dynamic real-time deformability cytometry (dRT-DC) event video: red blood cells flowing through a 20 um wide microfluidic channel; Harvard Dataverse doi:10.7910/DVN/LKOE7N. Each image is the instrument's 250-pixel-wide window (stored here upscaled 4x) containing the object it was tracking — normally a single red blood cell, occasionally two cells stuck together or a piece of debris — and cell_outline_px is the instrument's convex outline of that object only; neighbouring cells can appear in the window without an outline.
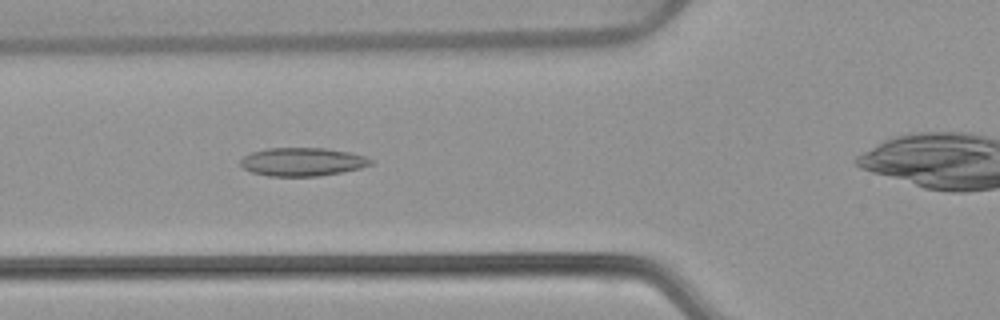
{"species": "common noctule bat (a hibernating species)", "species_latin": "Nyctalus noctula", "temperature_condition": "warm", "stored_images_in_passage": 41, "camera_frame_rate_fps": 3000, "um_per_image_px": 0.085, "animal": {"sex": "female", "body_mass_g": 22.7, "forearm_length_mm": 54.2}, "frame": {"image": 1, "passage_image": 11, "time_ms": 3.333, "image_size_px": [1000, 320], "cell_outline_px": [[372, 164], [360, 168], [320, 176], [268, 176], [252, 172], [244, 168], [240, 164], [240, 160], [244, 156], [252, 152], [268, 148], [324, 148], [348, 152], [364, 156], [372, 160]], "centroid_in_image_um": [25.68, 13.76], "position_along_channel_um": 100.1, "area_um2": 21.33}}
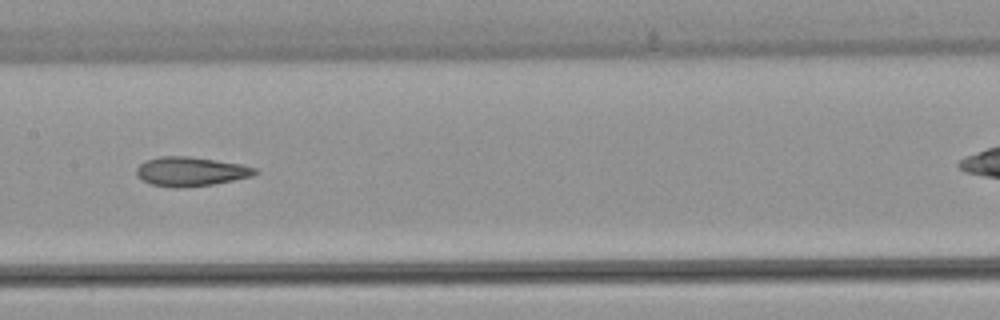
{"frame": {"image": 2, "passage_image": 18, "time_ms": 5.667, "image_size_px": [1000, 320], "cell_outline_px": [[260, 172], [252, 176], [212, 184], [180, 188], [176, 188], [152, 184], [136, 176], [136, 168], [140, 164], [148, 160], [160, 156], [188, 156], [240, 164], [256, 168]], "centroid_in_image_um": [16.21, 14.58], "position_along_channel_um": 191.2, "area_um2": 19.94}}
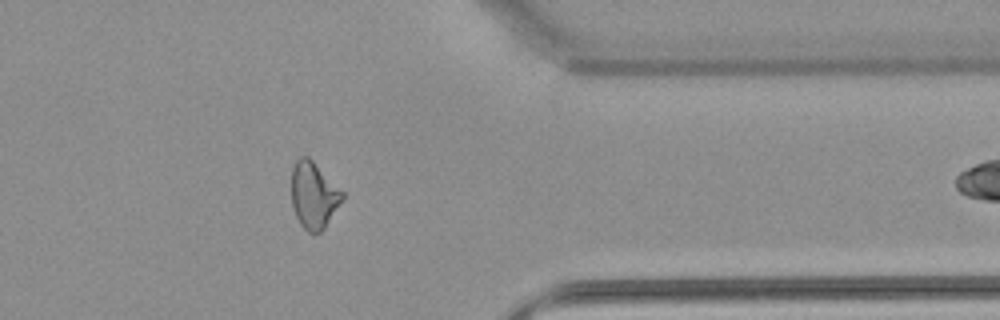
{"frame": {"image": 3, "passage_image": 34, "time_ms": 11.0, "image_size_px": [1000, 320], "cell_outline_px": [[344, 196], [324, 228], [320, 232], [308, 232], [300, 224], [296, 216], [292, 204], [292, 168], [296, 160], [300, 156], [308, 156], [344, 192]], "centroid_in_image_um": [26.65, 16.57], "position_along_channel_um": 384.8, "area_um2": 19.42}}